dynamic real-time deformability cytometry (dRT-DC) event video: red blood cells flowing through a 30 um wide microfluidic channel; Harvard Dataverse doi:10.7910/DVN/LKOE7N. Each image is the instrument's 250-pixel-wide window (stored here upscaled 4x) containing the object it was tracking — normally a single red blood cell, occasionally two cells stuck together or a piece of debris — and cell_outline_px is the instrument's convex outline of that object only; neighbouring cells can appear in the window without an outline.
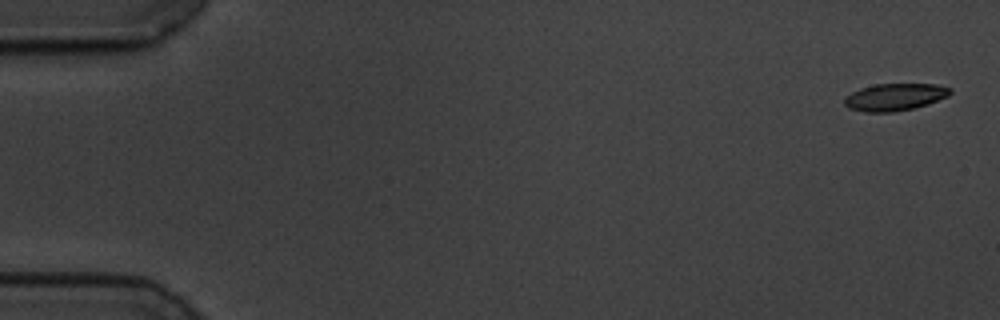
{"species": "common noctule bat (a hibernating species)", "species_latin": "Nyctalus noctula", "temperature_condition": "cold", "stored_images_in_passage": 51, "camera_frame_rate_fps": 3000, "um_per_image_px": 0.085, "animal": {"sex": "male", "body_mass_g": 19.5, "forearm_length_mm": 54.6}, "frame": {"image": 1, "passage_image": 1, "time_ms": 0.0, "image_size_px": [1000, 320], "cell_outline_px": [[952, 92], [948, 96], [928, 104], [912, 108], [892, 112], [864, 112], [848, 108], [844, 104], [844, 96], [860, 88], [876, 84], [936, 84], [952, 88]], "centroid_in_image_um": [76.04, 8.24], "position_along_channel_um": 9.0, "area_um2": 16.82}}
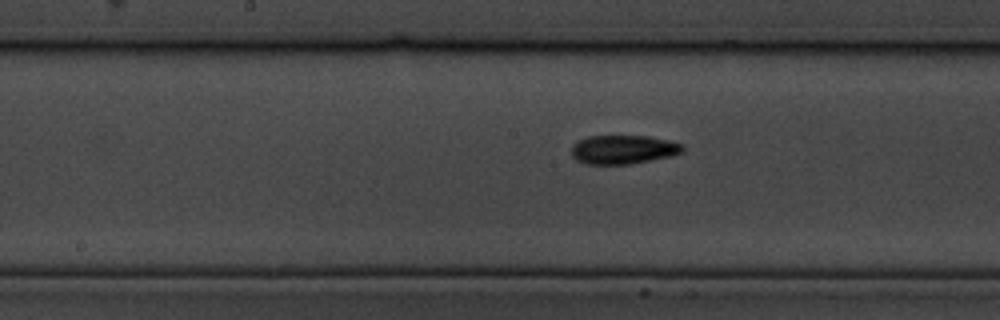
{"frame": {"image": 2, "passage_image": 29, "time_ms": 9.333, "image_size_px": [1000, 320], "cell_outline_px": [[684, 152], [672, 156], [628, 164], [584, 164], [576, 160], [572, 156], [572, 144], [588, 136], [648, 136], [668, 140], [684, 144]], "centroid_in_image_um": [52.99, 12.71], "position_along_channel_um": 195.2, "area_um2": 18.79}}
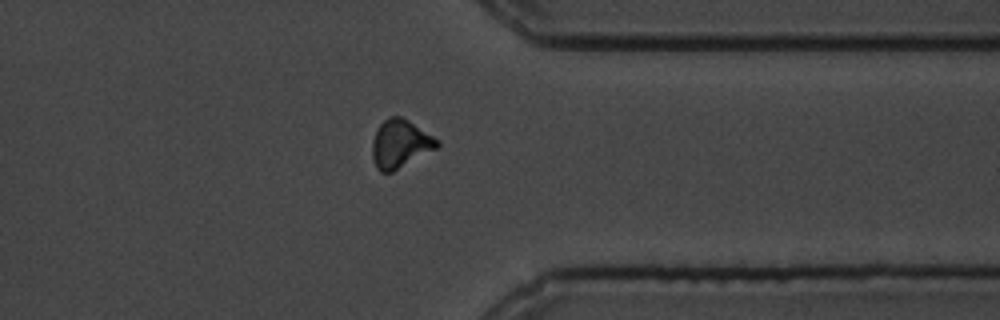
{"frame": {"image": 3, "passage_image": 45, "time_ms": 14.667, "image_size_px": [1000, 320], "cell_outline_px": [[440, 144], [436, 148], [392, 172], [380, 172], [376, 168], [372, 156], [372, 140], [380, 124], [384, 120], [392, 116], [400, 116], [408, 120], [440, 140]], "centroid_in_image_um": [34.0, 12.23], "position_along_channel_um": 377.4, "area_um2": 18.03}}